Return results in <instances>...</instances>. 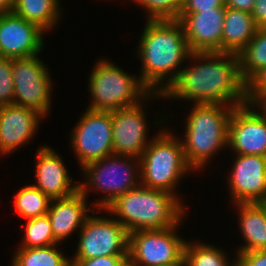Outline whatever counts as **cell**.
Masks as SVG:
<instances>
[{
    "mask_svg": "<svg viewBox=\"0 0 266 266\" xmlns=\"http://www.w3.org/2000/svg\"><path fill=\"white\" fill-rule=\"evenodd\" d=\"M59 6L60 0H15L13 12L48 32L62 19Z\"/></svg>",
    "mask_w": 266,
    "mask_h": 266,
    "instance_id": "22",
    "label": "cell"
},
{
    "mask_svg": "<svg viewBox=\"0 0 266 266\" xmlns=\"http://www.w3.org/2000/svg\"><path fill=\"white\" fill-rule=\"evenodd\" d=\"M144 26L137 46L142 63L139 78L151 93L163 94L192 52L179 20H146Z\"/></svg>",
    "mask_w": 266,
    "mask_h": 266,
    "instance_id": "2",
    "label": "cell"
},
{
    "mask_svg": "<svg viewBox=\"0 0 266 266\" xmlns=\"http://www.w3.org/2000/svg\"><path fill=\"white\" fill-rule=\"evenodd\" d=\"M228 147L234 155L266 157V115L256 105L246 103L234 107L229 121Z\"/></svg>",
    "mask_w": 266,
    "mask_h": 266,
    "instance_id": "13",
    "label": "cell"
},
{
    "mask_svg": "<svg viewBox=\"0 0 266 266\" xmlns=\"http://www.w3.org/2000/svg\"><path fill=\"white\" fill-rule=\"evenodd\" d=\"M162 99L161 93H150L143 101L133 107L117 109L111 112L113 123V154L140 158L154 138L148 140V120L145 105L149 98ZM147 99V102H145Z\"/></svg>",
    "mask_w": 266,
    "mask_h": 266,
    "instance_id": "12",
    "label": "cell"
},
{
    "mask_svg": "<svg viewBox=\"0 0 266 266\" xmlns=\"http://www.w3.org/2000/svg\"><path fill=\"white\" fill-rule=\"evenodd\" d=\"M252 16L257 29L266 30V0H255Z\"/></svg>",
    "mask_w": 266,
    "mask_h": 266,
    "instance_id": "34",
    "label": "cell"
},
{
    "mask_svg": "<svg viewBox=\"0 0 266 266\" xmlns=\"http://www.w3.org/2000/svg\"><path fill=\"white\" fill-rule=\"evenodd\" d=\"M128 255H112L91 259H70L71 266H121Z\"/></svg>",
    "mask_w": 266,
    "mask_h": 266,
    "instance_id": "31",
    "label": "cell"
},
{
    "mask_svg": "<svg viewBox=\"0 0 266 266\" xmlns=\"http://www.w3.org/2000/svg\"><path fill=\"white\" fill-rule=\"evenodd\" d=\"M189 59L194 65L181 69L176 80L162 94L164 100L235 107L247 103L238 54L192 52Z\"/></svg>",
    "mask_w": 266,
    "mask_h": 266,
    "instance_id": "1",
    "label": "cell"
},
{
    "mask_svg": "<svg viewBox=\"0 0 266 266\" xmlns=\"http://www.w3.org/2000/svg\"><path fill=\"white\" fill-rule=\"evenodd\" d=\"M264 95H266V67L246 83L247 103L255 105Z\"/></svg>",
    "mask_w": 266,
    "mask_h": 266,
    "instance_id": "30",
    "label": "cell"
},
{
    "mask_svg": "<svg viewBox=\"0 0 266 266\" xmlns=\"http://www.w3.org/2000/svg\"><path fill=\"white\" fill-rule=\"evenodd\" d=\"M225 6L201 12H181L183 26L191 52H221Z\"/></svg>",
    "mask_w": 266,
    "mask_h": 266,
    "instance_id": "16",
    "label": "cell"
},
{
    "mask_svg": "<svg viewBox=\"0 0 266 266\" xmlns=\"http://www.w3.org/2000/svg\"><path fill=\"white\" fill-rule=\"evenodd\" d=\"M255 105L266 115V95H264Z\"/></svg>",
    "mask_w": 266,
    "mask_h": 266,
    "instance_id": "37",
    "label": "cell"
},
{
    "mask_svg": "<svg viewBox=\"0 0 266 266\" xmlns=\"http://www.w3.org/2000/svg\"><path fill=\"white\" fill-rule=\"evenodd\" d=\"M257 31L251 13L225 7L221 52L239 54Z\"/></svg>",
    "mask_w": 266,
    "mask_h": 266,
    "instance_id": "21",
    "label": "cell"
},
{
    "mask_svg": "<svg viewBox=\"0 0 266 266\" xmlns=\"http://www.w3.org/2000/svg\"><path fill=\"white\" fill-rule=\"evenodd\" d=\"M121 266H134L128 259Z\"/></svg>",
    "mask_w": 266,
    "mask_h": 266,
    "instance_id": "39",
    "label": "cell"
},
{
    "mask_svg": "<svg viewBox=\"0 0 266 266\" xmlns=\"http://www.w3.org/2000/svg\"><path fill=\"white\" fill-rule=\"evenodd\" d=\"M51 200L33 185H26L15 195L14 208L24 220L47 215Z\"/></svg>",
    "mask_w": 266,
    "mask_h": 266,
    "instance_id": "26",
    "label": "cell"
},
{
    "mask_svg": "<svg viewBox=\"0 0 266 266\" xmlns=\"http://www.w3.org/2000/svg\"><path fill=\"white\" fill-rule=\"evenodd\" d=\"M140 159V185L176 195L183 177L193 171L177 135L162 127L150 141Z\"/></svg>",
    "mask_w": 266,
    "mask_h": 266,
    "instance_id": "5",
    "label": "cell"
},
{
    "mask_svg": "<svg viewBox=\"0 0 266 266\" xmlns=\"http://www.w3.org/2000/svg\"><path fill=\"white\" fill-rule=\"evenodd\" d=\"M39 55L12 59L13 104L33 109L44 117L51 111L53 80Z\"/></svg>",
    "mask_w": 266,
    "mask_h": 266,
    "instance_id": "10",
    "label": "cell"
},
{
    "mask_svg": "<svg viewBox=\"0 0 266 266\" xmlns=\"http://www.w3.org/2000/svg\"><path fill=\"white\" fill-rule=\"evenodd\" d=\"M13 102L12 59L0 56V106L13 104Z\"/></svg>",
    "mask_w": 266,
    "mask_h": 266,
    "instance_id": "29",
    "label": "cell"
},
{
    "mask_svg": "<svg viewBox=\"0 0 266 266\" xmlns=\"http://www.w3.org/2000/svg\"><path fill=\"white\" fill-rule=\"evenodd\" d=\"M238 56L241 77L247 83L266 67V30L257 29L254 37Z\"/></svg>",
    "mask_w": 266,
    "mask_h": 266,
    "instance_id": "24",
    "label": "cell"
},
{
    "mask_svg": "<svg viewBox=\"0 0 266 266\" xmlns=\"http://www.w3.org/2000/svg\"><path fill=\"white\" fill-rule=\"evenodd\" d=\"M234 107L194 104L191 108L186 116L185 135L182 134L184 140L181 142L193 172L204 169L219 151L228 147L229 121Z\"/></svg>",
    "mask_w": 266,
    "mask_h": 266,
    "instance_id": "4",
    "label": "cell"
},
{
    "mask_svg": "<svg viewBox=\"0 0 266 266\" xmlns=\"http://www.w3.org/2000/svg\"><path fill=\"white\" fill-rule=\"evenodd\" d=\"M255 0H225V7L252 13Z\"/></svg>",
    "mask_w": 266,
    "mask_h": 266,
    "instance_id": "35",
    "label": "cell"
},
{
    "mask_svg": "<svg viewBox=\"0 0 266 266\" xmlns=\"http://www.w3.org/2000/svg\"><path fill=\"white\" fill-rule=\"evenodd\" d=\"M147 11V20H178L183 0H130Z\"/></svg>",
    "mask_w": 266,
    "mask_h": 266,
    "instance_id": "28",
    "label": "cell"
},
{
    "mask_svg": "<svg viewBox=\"0 0 266 266\" xmlns=\"http://www.w3.org/2000/svg\"><path fill=\"white\" fill-rule=\"evenodd\" d=\"M181 223L170 228L129 233L128 260L134 266H169L181 261L187 242L177 234Z\"/></svg>",
    "mask_w": 266,
    "mask_h": 266,
    "instance_id": "8",
    "label": "cell"
},
{
    "mask_svg": "<svg viewBox=\"0 0 266 266\" xmlns=\"http://www.w3.org/2000/svg\"><path fill=\"white\" fill-rule=\"evenodd\" d=\"M85 111L69 137L81 168L113 154L111 112Z\"/></svg>",
    "mask_w": 266,
    "mask_h": 266,
    "instance_id": "11",
    "label": "cell"
},
{
    "mask_svg": "<svg viewBox=\"0 0 266 266\" xmlns=\"http://www.w3.org/2000/svg\"><path fill=\"white\" fill-rule=\"evenodd\" d=\"M169 266H188V263L185 258H183L181 261L177 262L176 264L169 265Z\"/></svg>",
    "mask_w": 266,
    "mask_h": 266,
    "instance_id": "38",
    "label": "cell"
},
{
    "mask_svg": "<svg viewBox=\"0 0 266 266\" xmlns=\"http://www.w3.org/2000/svg\"><path fill=\"white\" fill-rule=\"evenodd\" d=\"M245 243L236 253L266 250V203H234Z\"/></svg>",
    "mask_w": 266,
    "mask_h": 266,
    "instance_id": "20",
    "label": "cell"
},
{
    "mask_svg": "<svg viewBox=\"0 0 266 266\" xmlns=\"http://www.w3.org/2000/svg\"><path fill=\"white\" fill-rule=\"evenodd\" d=\"M102 211L96 208L86 219L79 231L76 252L71 259L128 255V230L113 216H98L97 213Z\"/></svg>",
    "mask_w": 266,
    "mask_h": 266,
    "instance_id": "9",
    "label": "cell"
},
{
    "mask_svg": "<svg viewBox=\"0 0 266 266\" xmlns=\"http://www.w3.org/2000/svg\"><path fill=\"white\" fill-rule=\"evenodd\" d=\"M228 176L229 197L234 203H266V157L234 156Z\"/></svg>",
    "mask_w": 266,
    "mask_h": 266,
    "instance_id": "14",
    "label": "cell"
},
{
    "mask_svg": "<svg viewBox=\"0 0 266 266\" xmlns=\"http://www.w3.org/2000/svg\"><path fill=\"white\" fill-rule=\"evenodd\" d=\"M35 166L36 184L32 185L50 200L69 197L79 190V183L72 179L62 156L52 147H38Z\"/></svg>",
    "mask_w": 266,
    "mask_h": 266,
    "instance_id": "17",
    "label": "cell"
},
{
    "mask_svg": "<svg viewBox=\"0 0 266 266\" xmlns=\"http://www.w3.org/2000/svg\"><path fill=\"white\" fill-rule=\"evenodd\" d=\"M184 207L177 195L139 185L115 198L103 213L115 216L132 233L177 226L187 214Z\"/></svg>",
    "mask_w": 266,
    "mask_h": 266,
    "instance_id": "3",
    "label": "cell"
},
{
    "mask_svg": "<svg viewBox=\"0 0 266 266\" xmlns=\"http://www.w3.org/2000/svg\"><path fill=\"white\" fill-rule=\"evenodd\" d=\"M88 110L112 112L133 107L143 101L151 92L142 84L139 76L125 70L109 59H98L89 76Z\"/></svg>",
    "mask_w": 266,
    "mask_h": 266,
    "instance_id": "6",
    "label": "cell"
},
{
    "mask_svg": "<svg viewBox=\"0 0 266 266\" xmlns=\"http://www.w3.org/2000/svg\"><path fill=\"white\" fill-rule=\"evenodd\" d=\"M237 266H266V250L238 253Z\"/></svg>",
    "mask_w": 266,
    "mask_h": 266,
    "instance_id": "33",
    "label": "cell"
},
{
    "mask_svg": "<svg viewBox=\"0 0 266 266\" xmlns=\"http://www.w3.org/2000/svg\"><path fill=\"white\" fill-rule=\"evenodd\" d=\"M58 245V246H57ZM11 266H71L70 257L60 251L59 244L47 247H18Z\"/></svg>",
    "mask_w": 266,
    "mask_h": 266,
    "instance_id": "23",
    "label": "cell"
},
{
    "mask_svg": "<svg viewBox=\"0 0 266 266\" xmlns=\"http://www.w3.org/2000/svg\"><path fill=\"white\" fill-rule=\"evenodd\" d=\"M45 31L14 12L0 14V56L28 58L44 49Z\"/></svg>",
    "mask_w": 266,
    "mask_h": 266,
    "instance_id": "15",
    "label": "cell"
},
{
    "mask_svg": "<svg viewBox=\"0 0 266 266\" xmlns=\"http://www.w3.org/2000/svg\"><path fill=\"white\" fill-rule=\"evenodd\" d=\"M25 222L24 237L19 247L37 248L59 244L53 236L48 215L28 219Z\"/></svg>",
    "mask_w": 266,
    "mask_h": 266,
    "instance_id": "27",
    "label": "cell"
},
{
    "mask_svg": "<svg viewBox=\"0 0 266 266\" xmlns=\"http://www.w3.org/2000/svg\"><path fill=\"white\" fill-rule=\"evenodd\" d=\"M87 198L78 190L69 197L51 200L47 215L53 236L59 244L71 237L74 232L80 231L91 214L88 212L96 209L87 205Z\"/></svg>",
    "mask_w": 266,
    "mask_h": 266,
    "instance_id": "19",
    "label": "cell"
},
{
    "mask_svg": "<svg viewBox=\"0 0 266 266\" xmlns=\"http://www.w3.org/2000/svg\"><path fill=\"white\" fill-rule=\"evenodd\" d=\"M226 250L208 243L192 241L186 242L184 258L188 266H237V258L229 261Z\"/></svg>",
    "mask_w": 266,
    "mask_h": 266,
    "instance_id": "25",
    "label": "cell"
},
{
    "mask_svg": "<svg viewBox=\"0 0 266 266\" xmlns=\"http://www.w3.org/2000/svg\"><path fill=\"white\" fill-rule=\"evenodd\" d=\"M224 6L225 0H183L181 12H201Z\"/></svg>",
    "mask_w": 266,
    "mask_h": 266,
    "instance_id": "32",
    "label": "cell"
},
{
    "mask_svg": "<svg viewBox=\"0 0 266 266\" xmlns=\"http://www.w3.org/2000/svg\"><path fill=\"white\" fill-rule=\"evenodd\" d=\"M81 170L85 180L83 183L79 181L80 192L86 197L91 189L105 194L102 199L91 203V207L97 209H104L115 198L140 185V159L132 156L111 154L87 164Z\"/></svg>",
    "mask_w": 266,
    "mask_h": 266,
    "instance_id": "7",
    "label": "cell"
},
{
    "mask_svg": "<svg viewBox=\"0 0 266 266\" xmlns=\"http://www.w3.org/2000/svg\"><path fill=\"white\" fill-rule=\"evenodd\" d=\"M43 118L39 112L23 106H0V155L6 156L29 144Z\"/></svg>",
    "mask_w": 266,
    "mask_h": 266,
    "instance_id": "18",
    "label": "cell"
},
{
    "mask_svg": "<svg viewBox=\"0 0 266 266\" xmlns=\"http://www.w3.org/2000/svg\"><path fill=\"white\" fill-rule=\"evenodd\" d=\"M15 0H0V14L13 12Z\"/></svg>",
    "mask_w": 266,
    "mask_h": 266,
    "instance_id": "36",
    "label": "cell"
}]
</instances>
